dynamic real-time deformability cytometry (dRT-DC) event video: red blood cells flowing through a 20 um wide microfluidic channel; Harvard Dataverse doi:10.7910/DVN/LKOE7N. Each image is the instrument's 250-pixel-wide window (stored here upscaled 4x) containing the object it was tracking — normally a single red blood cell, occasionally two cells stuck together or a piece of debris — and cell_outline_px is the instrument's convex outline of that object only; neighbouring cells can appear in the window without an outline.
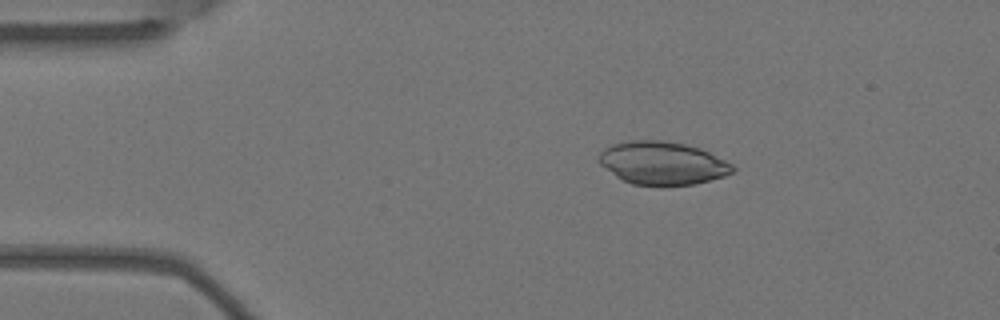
{"species": "Egyptian fruit bat (a non-hibernating species)", "species_latin": "Rousettus aegyptiacus", "temperature_condition": "warm", "stored_images_in_passage": 5, "camera_frame_rate_fps": 3000, "um_per_image_px": 0.085, "animal": {"sex": "female"}, "frame": {"image": 1, "passage_image": 2, "time_ms": 0.333, "image_size_px": [1000, 320], "cell_outline_px": [[736, 168], [732, 172], [724, 176], [692, 184], [660, 188], [632, 184], [616, 176], [600, 164], [596, 160], [600, 152], [604, 148], [612, 144], [632, 140], [660, 140], [684, 144], [700, 148], [732, 164]], "centroid_in_image_um": [56.27, 13.89], "position_along_channel_um": 28.7, "area_um2": 33.87}}
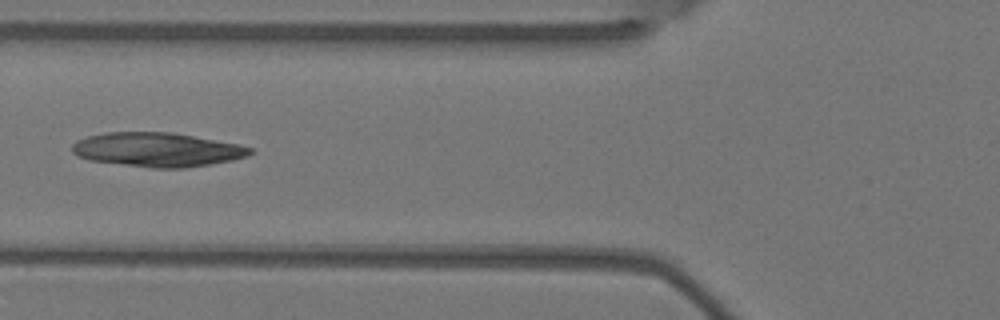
{"frame": {"image": 2, "passage_image": 5, "time_ms": 1.333, "image_size_px": [1000, 320], "cell_outline_px": [[256, 152], [248, 156], [232, 160], [184, 168], [152, 168], [88, 160], [76, 156], [72, 152], [72, 144], [76, 140], [88, 136], [104, 132], [172, 132], [240, 144], [252, 148]], "centroid_in_image_um": [13.36, 12.72], "position_along_channel_um": 112.4, "area_um2": 35.66}}